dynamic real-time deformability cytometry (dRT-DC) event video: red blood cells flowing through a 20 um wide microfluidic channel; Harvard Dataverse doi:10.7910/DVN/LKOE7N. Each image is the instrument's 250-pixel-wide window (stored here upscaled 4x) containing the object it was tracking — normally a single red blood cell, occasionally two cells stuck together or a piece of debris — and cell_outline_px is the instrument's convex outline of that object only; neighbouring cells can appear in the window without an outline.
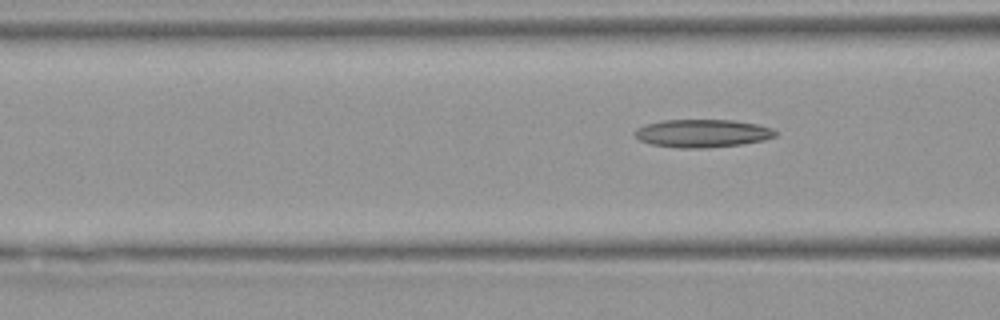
{"species": "Egyptian fruit bat (a non-hibernating species)", "species_latin": "Rousettus aegyptiacus", "temperature_condition": "warm", "stored_images_in_passage": 7, "segment_of_instrument_passage": [2, 2], "camera_frame_rate_fps": 3000, "um_per_image_px": 0.085, "animal": {"sex": "female"}, "frame": {"image": 1, "passage_image": 7, "time_ms": 7.667, "image_size_px": [1000, 320], "cell_outline_px": [[780, 132], [776, 136], [764, 140], [744, 144], [704, 148], [680, 148], [652, 144], [640, 140], [632, 132], [636, 128], [644, 124], [664, 120], [732, 120], [756, 124], [772, 128]], "centroid_in_image_um": [59.72, 11.33], "position_along_channel_um": 106.9, "area_um2": 23.06}}